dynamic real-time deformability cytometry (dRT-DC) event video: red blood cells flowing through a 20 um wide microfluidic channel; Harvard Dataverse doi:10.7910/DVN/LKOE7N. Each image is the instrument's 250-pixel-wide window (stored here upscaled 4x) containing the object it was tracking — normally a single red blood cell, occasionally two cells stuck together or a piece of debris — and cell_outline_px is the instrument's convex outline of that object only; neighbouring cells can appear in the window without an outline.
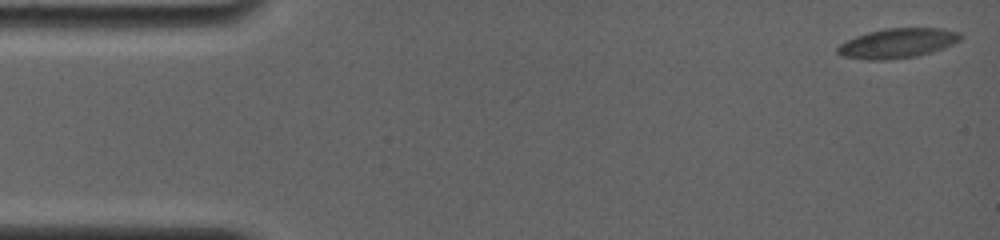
{"species": "common noctule bat (a hibernating species)", "species_latin": "Nyctalus noctula", "temperature_condition": "room temperature", "stored_images_in_passage": 11, "camera_frame_rate_fps": 4000, "um_per_image_px": 0.085, "animal": {"sex": "female", "body_mass_g": 19.0, "forearm_length_mm": 56.7}, "frame": {"image": 1, "passage_image": 1, "time_ms": 0.0, "image_size_px": [1000, 240], "cell_outline_px": [[960, 40], [944, 48], [932, 52], [916, 56], [888, 60], [868, 60], [844, 56], [836, 52], [836, 48], [840, 44], [856, 36], [868, 32], [884, 28], [944, 28], [960, 32]], "centroid_in_image_um": [76.3, 3.67], "position_along_channel_um": 8.7, "area_um2": 21.27}}
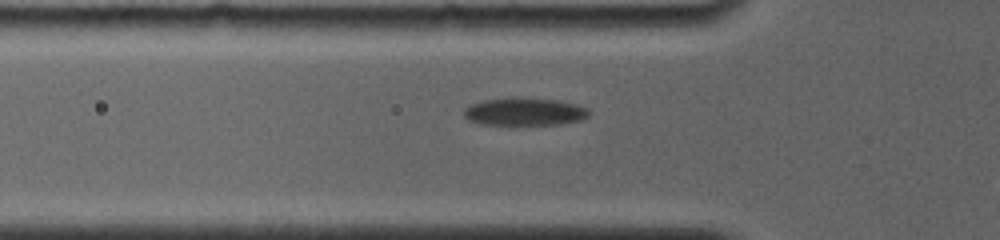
{"frame": {"image": 2, "passage_image": 7, "time_ms": 5.5, "image_size_px": [1000, 240], "cell_outline_px": [[588, 116], [580, 120], [560, 124], [512, 128], [480, 124], [468, 120], [464, 116], [464, 108], [472, 104], [484, 100], [508, 96], [512, 96], [560, 100], [576, 104], [588, 108]], "centroid_in_image_um": [44.53, 9.53], "position_along_channel_um": 81.3, "area_um2": 21.56}}
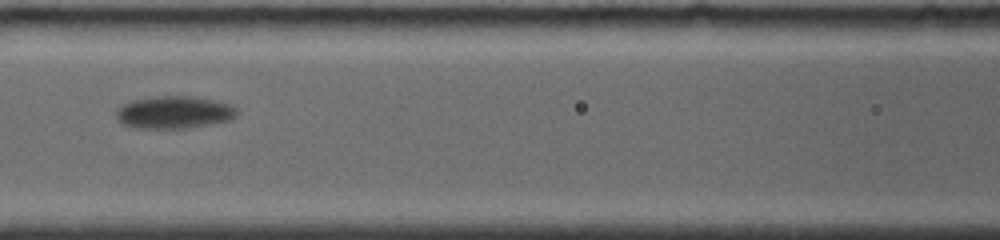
{"frame": {"image": 3, "passage_image": 10, "time_ms": 7.5, "image_size_px": [1000, 240], "cell_outline_px": [[236, 116], [232, 120], [184, 128], [136, 128], [124, 124], [116, 116], [116, 112], [124, 104], [132, 100], [156, 96], [192, 96], [232, 104], [236, 108]], "centroid_in_image_um": [14.83, 9.54], "position_along_channel_um": 151.8, "area_um2": 22.6}}